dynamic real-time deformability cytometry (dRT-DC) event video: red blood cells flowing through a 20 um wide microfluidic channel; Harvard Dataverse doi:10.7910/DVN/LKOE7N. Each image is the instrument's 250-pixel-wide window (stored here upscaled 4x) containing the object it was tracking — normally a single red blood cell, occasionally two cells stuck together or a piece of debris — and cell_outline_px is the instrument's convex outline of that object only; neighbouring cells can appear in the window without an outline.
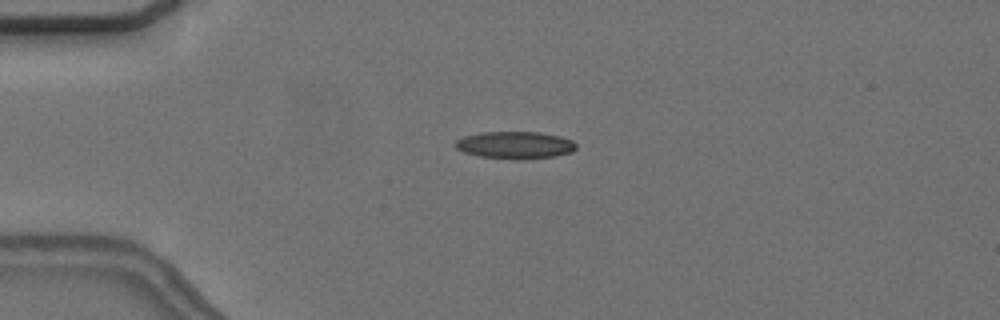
{"species": "common noctule bat (a hibernating species)", "species_latin": "Nyctalus noctula", "temperature_condition": "cold", "stored_images_in_passage": 2, "camera_frame_rate_fps": 3000, "um_per_image_px": 0.085, "animal": {"sex": "female", "body_mass_g": 24.6, "forearm_length_mm": 56.2}, "frame": {"image": 1, "passage_image": 1, "time_ms": 0.0, "image_size_px": [1000, 320], "cell_outline_px": [[576, 148], [572, 152], [556, 156], [524, 160], [516, 160], [480, 156], [464, 152], [456, 148], [452, 144], [456, 140], [464, 136], [480, 132], [540, 132], [560, 136], [572, 140], [576, 144]], "centroid_in_image_um": [43.78, 12.34], "position_along_channel_um": 41.2, "area_um2": 19.48}}